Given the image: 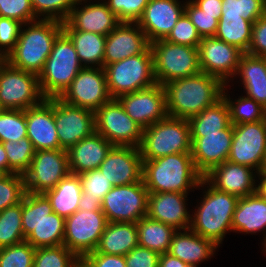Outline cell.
<instances>
[{"instance_id":"6da1fadb","label":"cell","mask_w":266,"mask_h":267,"mask_svg":"<svg viewBox=\"0 0 266 267\" xmlns=\"http://www.w3.org/2000/svg\"><path fill=\"white\" fill-rule=\"evenodd\" d=\"M224 86L219 78L203 72L167 82L163 87L168 116L189 119L199 114L222 98Z\"/></svg>"},{"instance_id":"7a4b0ae2","label":"cell","mask_w":266,"mask_h":267,"mask_svg":"<svg viewBox=\"0 0 266 267\" xmlns=\"http://www.w3.org/2000/svg\"><path fill=\"white\" fill-rule=\"evenodd\" d=\"M142 179L150 193H186L201 185L203 176L195 168L191 152L142 159Z\"/></svg>"},{"instance_id":"3957f363","label":"cell","mask_w":266,"mask_h":267,"mask_svg":"<svg viewBox=\"0 0 266 267\" xmlns=\"http://www.w3.org/2000/svg\"><path fill=\"white\" fill-rule=\"evenodd\" d=\"M28 24L26 29L21 27L15 48L5 61L15 68L39 75L56 38L63 32V22L39 18Z\"/></svg>"},{"instance_id":"277c9868","label":"cell","mask_w":266,"mask_h":267,"mask_svg":"<svg viewBox=\"0 0 266 267\" xmlns=\"http://www.w3.org/2000/svg\"><path fill=\"white\" fill-rule=\"evenodd\" d=\"M22 229L25 241L34 248L63 244L65 218L53 212L44 193L26 192L22 198Z\"/></svg>"},{"instance_id":"5b68a950","label":"cell","mask_w":266,"mask_h":267,"mask_svg":"<svg viewBox=\"0 0 266 267\" xmlns=\"http://www.w3.org/2000/svg\"><path fill=\"white\" fill-rule=\"evenodd\" d=\"M208 183V184H207ZM209 185L204 199L191 217L189 230L211 240L216 246L222 243L225 234L232 231V219L238 197L217 190L203 177L201 187ZM203 185V186H202Z\"/></svg>"},{"instance_id":"8992f818","label":"cell","mask_w":266,"mask_h":267,"mask_svg":"<svg viewBox=\"0 0 266 267\" xmlns=\"http://www.w3.org/2000/svg\"><path fill=\"white\" fill-rule=\"evenodd\" d=\"M83 67L73 42L62 32L56 38L44 68L38 75L43 96L60 97Z\"/></svg>"},{"instance_id":"52a82bcc","label":"cell","mask_w":266,"mask_h":267,"mask_svg":"<svg viewBox=\"0 0 266 267\" xmlns=\"http://www.w3.org/2000/svg\"><path fill=\"white\" fill-rule=\"evenodd\" d=\"M139 150L142 159H157L167 155L192 152L188 119L167 116L143 129Z\"/></svg>"},{"instance_id":"ba28073f","label":"cell","mask_w":266,"mask_h":267,"mask_svg":"<svg viewBox=\"0 0 266 267\" xmlns=\"http://www.w3.org/2000/svg\"><path fill=\"white\" fill-rule=\"evenodd\" d=\"M107 89L112 99L155 85L153 54L144 53L125 58L104 67Z\"/></svg>"},{"instance_id":"9c48e42d","label":"cell","mask_w":266,"mask_h":267,"mask_svg":"<svg viewBox=\"0 0 266 267\" xmlns=\"http://www.w3.org/2000/svg\"><path fill=\"white\" fill-rule=\"evenodd\" d=\"M156 82L164 85L175 79L201 72L198 48L167 42L164 39L150 43Z\"/></svg>"},{"instance_id":"30bf717a","label":"cell","mask_w":266,"mask_h":267,"mask_svg":"<svg viewBox=\"0 0 266 267\" xmlns=\"http://www.w3.org/2000/svg\"><path fill=\"white\" fill-rule=\"evenodd\" d=\"M43 96L38 75L0 61V106L2 109L26 110L41 103Z\"/></svg>"},{"instance_id":"8fae6325","label":"cell","mask_w":266,"mask_h":267,"mask_svg":"<svg viewBox=\"0 0 266 267\" xmlns=\"http://www.w3.org/2000/svg\"><path fill=\"white\" fill-rule=\"evenodd\" d=\"M94 113L95 132L111 144L140 147L143 128L125 112L117 99H111Z\"/></svg>"},{"instance_id":"7c38bea8","label":"cell","mask_w":266,"mask_h":267,"mask_svg":"<svg viewBox=\"0 0 266 267\" xmlns=\"http://www.w3.org/2000/svg\"><path fill=\"white\" fill-rule=\"evenodd\" d=\"M149 191L143 179L129 185L113 186L101 202L107 222L136 223L147 215Z\"/></svg>"},{"instance_id":"4fadbf2b","label":"cell","mask_w":266,"mask_h":267,"mask_svg":"<svg viewBox=\"0 0 266 267\" xmlns=\"http://www.w3.org/2000/svg\"><path fill=\"white\" fill-rule=\"evenodd\" d=\"M102 211L77 210L65 218L63 244L78 257L96 250L107 225Z\"/></svg>"},{"instance_id":"5bb4252c","label":"cell","mask_w":266,"mask_h":267,"mask_svg":"<svg viewBox=\"0 0 266 267\" xmlns=\"http://www.w3.org/2000/svg\"><path fill=\"white\" fill-rule=\"evenodd\" d=\"M266 159V120L233 125L228 161L261 172Z\"/></svg>"},{"instance_id":"9a60e30c","label":"cell","mask_w":266,"mask_h":267,"mask_svg":"<svg viewBox=\"0 0 266 267\" xmlns=\"http://www.w3.org/2000/svg\"><path fill=\"white\" fill-rule=\"evenodd\" d=\"M67 150L35 151L31 165L24 174L25 191L45 193L69 174Z\"/></svg>"},{"instance_id":"2e32d148","label":"cell","mask_w":266,"mask_h":267,"mask_svg":"<svg viewBox=\"0 0 266 267\" xmlns=\"http://www.w3.org/2000/svg\"><path fill=\"white\" fill-rule=\"evenodd\" d=\"M59 98L69 105L95 112L112 99L104 68L83 67Z\"/></svg>"},{"instance_id":"e0dca14e","label":"cell","mask_w":266,"mask_h":267,"mask_svg":"<svg viewBox=\"0 0 266 267\" xmlns=\"http://www.w3.org/2000/svg\"><path fill=\"white\" fill-rule=\"evenodd\" d=\"M54 119L60 148L68 150L95 132V113L54 97Z\"/></svg>"},{"instance_id":"ac0fdd59","label":"cell","mask_w":266,"mask_h":267,"mask_svg":"<svg viewBox=\"0 0 266 267\" xmlns=\"http://www.w3.org/2000/svg\"><path fill=\"white\" fill-rule=\"evenodd\" d=\"M201 72L219 78L225 85L228 78L236 75L241 56L238 47L215 36L202 37L198 46Z\"/></svg>"},{"instance_id":"d6986e66","label":"cell","mask_w":266,"mask_h":267,"mask_svg":"<svg viewBox=\"0 0 266 267\" xmlns=\"http://www.w3.org/2000/svg\"><path fill=\"white\" fill-rule=\"evenodd\" d=\"M117 100L125 112L143 129L168 116L166 93L164 87L158 83L133 93L123 94Z\"/></svg>"},{"instance_id":"ffe728a7","label":"cell","mask_w":266,"mask_h":267,"mask_svg":"<svg viewBox=\"0 0 266 267\" xmlns=\"http://www.w3.org/2000/svg\"><path fill=\"white\" fill-rule=\"evenodd\" d=\"M232 139L233 124L219 132L191 133L193 162L203 177L228 160Z\"/></svg>"},{"instance_id":"44dd1931","label":"cell","mask_w":266,"mask_h":267,"mask_svg":"<svg viewBox=\"0 0 266 267\" xmlns=\"http://www.w3.org/2000/svg\"><path fill=\"white\" fill-rule=\"evenodd\" d=\"M113 186L142 180L143 160L138 147L114 146L98 168Z\"/></svg>"},{"instance_id":"7402d4cb","label":"cell","mask_w":266,"mask_h":267,"mask_svg":"<svg viewBox=\"0 0 266 267\" xmlns=\"http://www.w3.org/2000/svg\"><path fill=\"white\" fill-rule=\"evenodd\" d=\"M184 12L185 6L178 0H149L136 23L152 43L165 39Z\"/></svg>"},{"instance_id":"603a6c76","label":"cell","mask_w":266,"mask_h":267,"mask_svg":"<svg viewBox=\"0 0 266 267\" xmlns=\"http://www.w3.org/2000/svg\"><path fill=\"white\" fill-rule=\"evenodd\" d=\"M27 137L35 151L61 149L54 119V97L25 110Z\"/></svg>"},{"instance_id":"cb8c5ba5","label":"cell","mask_w":266,"mask_h":267,"mask_svg":"<svg viewBox=\"0 0 266 267\" xmlns=\"http://www.w3.org/2000/svg\"><path fill=\"white\" fill-rule=\"evenodd\" d=\"M149 47L150 42L137 23L121 22L106 36L104 67L144 53Z\"/></svg>"},{"instance_id":"d4e9b609","label":"cell","mask_w":266,"mask_h":267,"mask_svg":"<svg viewBox=\"0 0 266 267\" xmlns=\"http://www.w3.org/2000/svg\"><path fill=\"white\" fill-rule=\"evenodd\" d=\"M82 1L87 0H77L67 20L63 22V30L93 32L107 36L121 23L106 2L76 7L78 4L81 5Z\"/></svg>"},{"instance_id":"484cf974","label":"cell","mask_w":266,"mask_h":267,"mask_svg":"<svg viewBox=\"0 0 266 267\" xmlns=\"http://www.w3.org/2000/svg\"><path fill=\"white\" fill-rule=\"evenodd\" d=\"M186 193L161 192L148 194L147 217L165 223L176 230H187L191 216L186 208Z\"/></svg>"},{"instance_id":"4316f807","label":"cell","mask_w":266,"mask_h":267,"mask_svg":"<svg viewBox=\"0 0 266 267\" xmlns=\"http://www.w3.org/2000/svg\"><path fill=\"white\" fill-rule=\"evenodd\" d=\"M253 171L248 166L227 160L214 167L204 178L217 190L242 198L256 193Z\"/></svg>"},{"instance_id":"83f0119b","label":"cell","mask_w":266,"mask_h":267,"mask_svg":"<svg viewBox=\"0 0 266 267\" xmlns=\"http://www.w3.org/2000/svg\"><path fill=\"white\" fill-rule=\"evenodd\" d=\"M113 147V144L97 132L83 138L67 150L69 172L79 175L98 169Z\"/></svg>"},{"instance_id":"f1b7e54d","label":"cell","mask_w":266,"mask_h":267,"mask_svg":"<svg viewBox=\"0 0 266 267\" xmlns=\"http://www.w3.org/2000/svg\"><path fill=\"white\" fill-rule=\"evenodd\" d=\"M217 247L211 240L205 239L192 230L187 229L183 233L177 230L167 253L188 265L197 266L200 262L211 258Z\"/></svg>"},{"instance_id":"f546056e","label":"cell","mask_w":266,"mask_h":267,"mask_svg":"<svg viewBox=\"0 0 266 267\" xmlns=\"http://www.w3.org/2000/svg\"><path fill=\"white\" fill-rule=\"evenodd\" d=\"M138 246L137 225L133 222H108L95 251L108 255H127Z\"/></svg>"},{"instance_id":"4dcf8cb0","label":"cell","mask_w":266,"mask_h":267,"mask_svg":"<svg viewBox=\"0 0 266 267\" xmlns=\"http://www.w3.org/2000/svg\"><path fill=\"white\" fill-rule=\"evenodd\" d=\"M261 229L266 230V201L257 193L238 198L233 213L232 230L248 234ZM265 239L266 237L264 241Z\"/></svg>"},{"instance_id":"1f68e13d","label":"cell","mask_w":266,"mask_h":267,"mask_svg":"<svg viewBox=\"0 0 266 267\" xmlns=\"http://www.w3.org/2000/svg\"><path fill=\"white\" fill-rule=\"evenodd\" d=\"M236 74H240L248 98L254 99L266 108V57L244 53Z\"/></svg>"},{"instance_id":"d6a6232c","label":"cell","mask_w":266,"mask_h":267,"mask_svg":"<svg viewBox=\"0 0 266 267\" xmlns=\"http://www.w3.org/2000/svg\"><path fill=\"white\" fill-rule=\"evenodd\" d=\"M82 193L79 176L69 173L53 189L47 190L44 194L50 200L53 212L67 218L78 210Z\"/></svg>"},{"instance_id":"836d02e7","label":"cell","mask_w":266,"mask_h":267,"mask_svg":"<svg viewBox=\"0 0 266 267\" xmlns=\"http://www.w3.org/2000/svg\"><path fill=\"white\" fill-rule=\"evenodd\" d=\"M63 32L73 42L78 59L81 64L84 62V67L90 65L95 67L98 64L97 67L104 68L106 36L77 30H63Z\"/></svg>"},{"instance_id":"e575fe53","label":"cell","mask_w":266,"mask_h":267,"mask_svg":"<svg viewBox=\"0 0 266 267\" xmlns=\"http://www.w3.org/2000/svg\"><path fill=\"white\" fill-rule=\"evenodd\" d=\"M138 246L156 251L159 254L167 253L174 234L177 232L172 226L143 217L138 222Z\"/></svg>"},{"instance_id":"d590c367","label":"cell","mask_w":266,"mask_h":267,"mask_svg":"<svg viewBox=\"0 0 266 267\" xmlns=\"http://www.w3.org/2000/svg\"><path fill=\"white\" fill-rule=\"evenodd\" d=\"M253 24L241 16H221L215 37L248 52L252 38Z\"/></svg>"},{"instance_id":"8d00e7d4","label":"cell","mask_w":266,"mask_h":267,"mask_svg":"<svg viewBox=\"0 0 266 267\" xmlns=\"http://www.w3.org/2000/svg\"><path fill=\"white\" fill-rule=\"evenodd\" d=\"M190 133H211L226 129L230 123L229 108L222 97L213 105L188 119Z\"/></svg>"},{"instance_id":"74e56055","label":"cell","mask_w":266,"mask_h":267,"mask_svg":"<svg viewBox=\"0 0 266 267\" xmlns=\"http://www.w3.org/2000/svg\"><path fill=\"white\" fill-rule=\"evenodd\" d=\"M23 241L21 201L0 212V249Z\"/></svg>"},{"instance_id":"f35d334b","label":"cell","mask_w":266,"mask_h":267,"mask_svg":"<svg viewBox=\"0 0 266 267\" xmlns=\"http://www.w3.org/2000/svg\"><path fill=\"white\" fill-rule=\"evenodd\" d=\"M225 89L226 87L224 86L222 97L228 105L231 124L238 125L266 120V108L246 96L240 97L234 103L230 96L228 99L227 95H225Z\"/></svg>"},{"instance_id":"ab89813d","label":"cell","mask_w":266,"mask_h":267,"mask_svg":"<svg viewBox=\"0 0 266 267\" xmlns=\"http://www.w3.org/2000/svg\"><path fill=\"white\" fill-rule=\"evenodd\" d=\"M8 159V174L24 175L31 165L35 149L28 137L14 142H3Z\"/></svg>"},{"instance_id":"60d3db41","label":"cell","mask_w":266,"mask_h":267,"mask_svg":"<svg viewBox=\"0 0 266 267\" xmlns=\"http://www.w3.org/2000/svg\"><path fill=\"white\" fill-rule=\"evenodd\" d=\"M27 137L25 110L0 111V142H14Z\"/></svg>"},{"instance_id":"b9f144b4","label":"cell","mask_w":266,"mask_h":267,"mask_svg":"<svg viewBox=\"0 0 266 267\" xmlns=\"http://www.w3.org/2000/svg\"><path fill=\"white\" fill-rule=\"evenodd\" d=\"M78 258L64 244L35 248L33 267H73Z\"/></svg>"},{"instance_id":"7bdbcfd3","label":"cell","mask_w":266,"mask_h":267,"mask_svg":"<svg viewBox=\"0 0 266 267\" xmlns=\"http://www.w3.org/2000/svg\"><path fill=\"white\" fill-rule=\"evenodd\" d=\"M266 13V0H222L221 16H241L252 24Z\"/></svg>"},{"instance_id":"ee69618b","label":"cell","mask_w":266,"mask_h":267,"mask_svg":"<svg viewBox=\"0 0 266 267\" xmlns=\"http://www.w3.org/2000/svg\"><path fill=\"white\" fill-rule=\"evenodd\" d=\"M25 191L24 175H0V212L22 201Z\"/></svg>"},{"instance_id":"f6af8a7d","label":"cell","mask_w":266,"mask_h":267,"mask_svg":"<svg viewBox=\"0 0 266 267\" xmlns=\"http://www.w3.org/2000/svg\"><path fill=\"white\" fill-rule=\"evenodd\" d=\"M35 248L28 242L0 249V267H33Z\"/></svg>"},{"instance_id":"bcb514c9","label":"cell","mask_w":266,"mask_h":267,"mask_svg":"<svg viewBox=\"0 0 266 267\" xmlns=\"http://www.w3.org/2000/svg\"><path fill=\"white\" fill-rule=\"evenodd\" d=\"M76 2L77 0H31L34 14L37 18L42 15L43 19L45 17V19H53L60 22L67 20Z\"/></svg>"},{"instance_id":"7dc6e473","label":"cell","mask_w":266,"mask_h":267,"mask_svg":"<svg viewBox=\"0 0 266 267\" xmlns=\"http://www.w3.org/2000/svg\"><path fill=\"white\" fill-rule=\"evenodd\" d=\"M164 40L179 45L198 48L201 42V36L198 34L196 27L192 24L190 18L184 12Z\"/></svg>"},{"instance_id":"c3c4849f","label":"cell","mask_w":266,"mask_h":267,"mask_svg":"<svg viewBox=\"0 0 266 267\" xmlns=\"http://www.w3.org/2000/svg\"><path fill=\"white\" fill-rule=\"evenodd\" d=\"M78 176L82 191L91 198H98L101 202L113 188V185L99 169L83 172Z\"/></svg>"},{"instance_id":"681fc988","label":"cell","mask_w":266,"mask_h":267,"mask_svg":"<svg viewBox=\"0 0 266 267\" xmlns=\"http://www.w3.org/2000/svg\"><path fill=\"white\" fill-rule=\"evenodd\" d=\"M183 4L185 13L196 27L198 34L202 37L215 36L219 19L216 14L203 13L191 0Z\"/></svg>"},{"instance_id":"f907efd6","label":"cell","mask_w":266,"mask_h":267,"mask_svg":"<svg viewBox=\"0 0 266 267\" xmlns=\"http://www.w3.org/2000/svg\"><path fill=\"white\" fill-rule=\"evenodd\" d=\"M106 3L120 22L136 23L149 0H108Z\"/></svg>"},{"instance_id":"816d5d0a","label":"cell","mask_w":266,"mask_h":267,"mask_svg":"<svg viewBox=\"0 0 266 267\" xmlns=\"http://www.w3.org/2000/svg\"><path fill=\"white\" fill-rule=\"evenodd\" d=\"M0 16L11 18L28 25L37 18L31 0H0Z\"/></svg>"},{"instance_id":"f5cc1de1","label":"cell","mask_w":266,"mask_h":267,"mask_svg":"<svg viewBox=\"0 0 266 267\" xmlns=\"http://www.w3.org/2000/svg\"><path fill=\"white\" fill-rule=\"evenodd\" d=\"M22 25L17 20L0 16V52L5 57L15 48Z\"/></svg>"},{"instance_id":"db71d44e","label":"cell","mask_w":266,"mask_h":267,"mask_svg":"<svg viewBox=\"0 0 266 267\" xmlns=\"http://www.w3.org/2000/svg\"><path fill=\"white\" fill-rule=\"evenodd\" d=\"M160 254L156 251L137 246L125 255L127 267H158Z\"/></svg>"},{"instance_id":"11a10c76","label":"cell","mask_w":266,"mask_h":267,"mask_svg":"<svg viewBox=\"0 0 266 267\" xmlns=\"http://www.w3.org/2000/svg\"><path fill=\"white\" fill-rule=\"evenodd\" d=\"M247 54L266 57V13L253 23L252 38Z\"/></svg>"},{"instance_id":"9f6ffc18","label":"cell","mask_w":266,"mask_h":267,"mask_svg":"<svg viewBox=\"0 0 266 267\" xmlns=\"http://www.w3.org/2000/svg\"><path fill=\"white\" fill-rule=\"evenodd\" d=\"M84 258L93 267H127L124 255H108L104 253H88Z\"/></svg>"},{"instance_id":"6f0895ef","label":"cell","mask_w":266,"mask_h":267,"mask_svg":"<svg viewBox=\"0 0 266 267\" xmlns=\"http://www.w3.org/2000/svg\"><path fill=\"white\" fill-rule=\"evenodd\" d=\"M203 13L216 14L219 19L222 15V0H192Z\"/></svg>"},{"instance_id":"680465c9","label":"cell","mask_w":266,"mask_h":267,"mask_svg":"<svg viewBox=\"0 0 266 267\" xmlns=\"http://www.w3.org/2000/svg\"><path fill=\"white\" fill-rule=\"evenodd\" d=\"M158 267H197L188 265L177 257L170 255L169 253H163L159 256Z\"/></svg>"},{"instance_id":"91938a15","label":"cell","mask_w":266,"mask_h":267,"mask_svg":"<svg viewBox=\"0 0 266 267\" xmlns=\"http://www.w3.org/2000/svg\"><path fill=\"white\" fill-rule=\"evenodd\" d=\"M78 209L86 211H102L101 201L98 198H91L83 192L79 201Z\"/></svg>"},{"instance_id":"94428289","label":"cell","mask_w":266,"mask_h":267,"mask_svg":"<svg viewBox=\"0 0 266 267\" xmlns=\"http://www.w3.org/2000/svg\"><path fill=\"white\" fill-rule=\"evenodd\" d=\"M260 180V183L256 187V193L266 201V173L265 172H259L257 173Z\"/></svg>"},{"instance_id":"6125c7cd","label":"cell","mask_w":266,"mask_h":267,"mask_svg":"<svg viewBox=\"0 0 266 267\" xmlns=\"http://www.w3.org/2000/svg\"><path fill=\"white\" fill-rule=\"evenodd\" d=\"M0 173L8 174V159L2 142H0Z\"/></svg>"},{"instance_id":"be15d7a7","label":"cell","mask_w":266,"mask_h":267,"mask_svg":"<svg viewBox=\"0 0 266 267\" xmlns=\"http://www.w3.org/2000/svg\"><path fill=\"white\" fill-rule=\"evenodd\" d=\"M73 267H93L84 257H79Z\"/></svg>"},{"instance_id":"e7e4bbea","label":"cell","mask_w":266,"mask_h":267,"mask_svg":"<svg viewBox=\"0 0 266 267\" xmlns=\"http://www.w3.org/2000/svg\"><path fill=\"white\" fill-rule=\"evenodd\" d=\"M261 171L266 173V159H265V162H264V165Z\"/></svg>"},{"instance_id":"03108f58","label":"cell","mask_w":266,"mask_h":267,"mask_svg":"<svg viewBox=\"0 0 266 267\" xmlns=\"http://www.w3.org/2000/svg\"><path fill=\"white\" fill-rule=\"evenodd\" d=\"M5 58H6V57L0 52V61H4Z\"/></svg>"},{"instance_id":"003e7915","label":"cell","mask_w":266,"mask_h":267,"mask_svg":"<svg viewBox=\"0 0 266 267\" xmlns=\"http://www.w3.org/2000/svg\"><path fill=\"white\" fill-rule=\"evenodd\" d=\"M264 247H266V239H265V241H264ZM265 251H266V248H265Z\"/></svg>"}]
</instances>
